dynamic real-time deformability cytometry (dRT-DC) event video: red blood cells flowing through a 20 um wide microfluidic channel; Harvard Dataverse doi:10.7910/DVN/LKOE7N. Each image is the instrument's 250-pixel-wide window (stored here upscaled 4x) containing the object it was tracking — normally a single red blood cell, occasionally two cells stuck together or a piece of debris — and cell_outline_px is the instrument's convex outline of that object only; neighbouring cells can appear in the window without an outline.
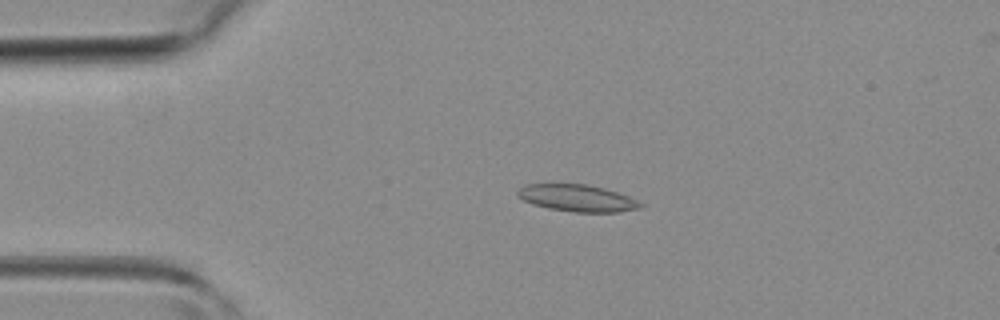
{"species": "common noctule bat (a hibernating species)", "species_latin": "Nyctalus noctula", "temperature_condition": "room temperature", "stored_images_in_passage": 29, "camera_frame_rate_fps": 3000, "um_per_image_px": 0.085, "animal": {"sex": "female", "body_mass_g": 19.3, "forearm_length_mm": 54.1}, "frame": {"image": 1, "passage_image": 1, "time_ms": 0.0, "image_size_px": [1000, 320], "cell_outline_px": [[644, 204], [640, 208], [620, 212], [572, 212], [548, 208], [532, 204], [516, 196], [516, 192], [524, 184], [588, 184], [604, 188], [628, 196]], "centroid_in_image_um": [49.04, 16.84], "position_along_channel_um": 36.0, "area_um2": 19.31}}
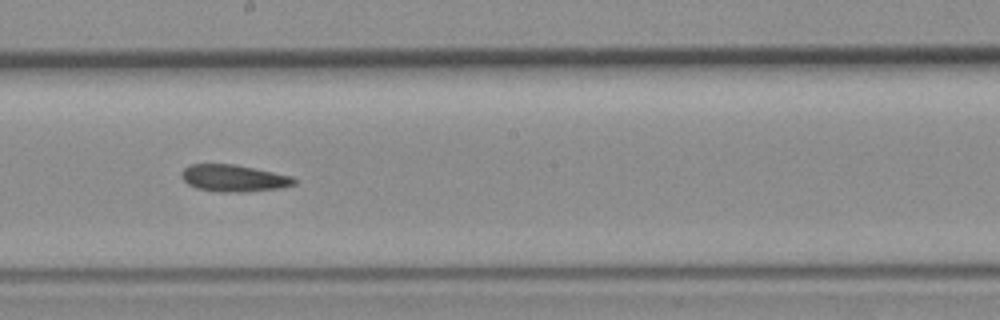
{"frame": {"image": 2, "passage_image": 16, "time_ms": 5.0, "image_size_px": [1000, 320], "cell_outline_px": [[296, 184], [280, 188], [248, 192], [220, 192], [196, 188], [188, 184], [180, 176], [180, 172], [184, 168], [192, 164], [232, 164], [292, 176], [296, 180]], "centroid_in_image_um": [19.85, 15.16], "position_along_channel_um": 228.4, "area_um2": 17.63}}
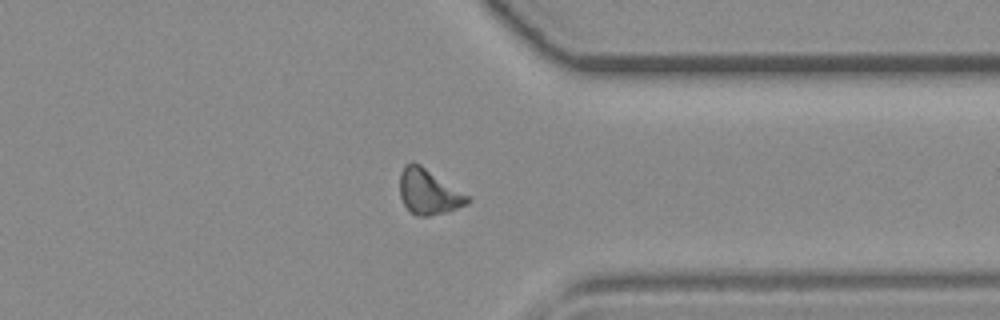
{"frame": {"image": 3, "passage_image": 26, "time_ms": 8.333, "image_size_px": [1000, 320], "cell_outline_px": [[472, 200], [468, 204], [448, 212], [428, 216], [416, 216], [404, 204], [400, 196], [400, 172], [404, 164], [412, 160], [420, 164], [468, 196]], "centroid_in_image_um": [36.41, 16.3], "position_along_channel_um": 375.0, "area_um2": 17.8}}